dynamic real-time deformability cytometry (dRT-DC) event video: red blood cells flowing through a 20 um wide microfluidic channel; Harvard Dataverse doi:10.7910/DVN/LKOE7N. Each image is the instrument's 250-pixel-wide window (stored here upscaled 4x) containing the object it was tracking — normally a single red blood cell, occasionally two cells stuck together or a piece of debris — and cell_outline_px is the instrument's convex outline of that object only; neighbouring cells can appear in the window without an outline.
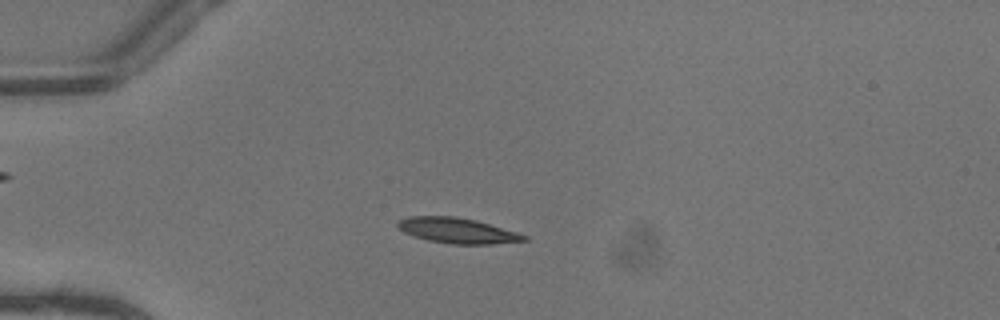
{"species": "common noctule bat (a hibernating species)", "species_latin": "Nyctalus noctula", "temperature_condition": "warm", "stored_images_in_passage": 51, "camera_frame_rate_fps": 3000, "um_per_image_px": 0.085, "animal": {"sex": "female"}, "frame": {"image": 1, "passage_image": 14, "time_ms": 4.333, "image_size_px": [1000, 320], "cell_outline_px": [[528, 240], [492, 244], [452, 244], [428, 240], [404, 232], [396, 224], [400, 220], [408, 216], [456, 216], [476, 220], [516, 232], [528, 236]], "centroid_in_image_um": [38.89, 19.59], "position_along_channel_um": 46.1, "area_um2": 18.5}}
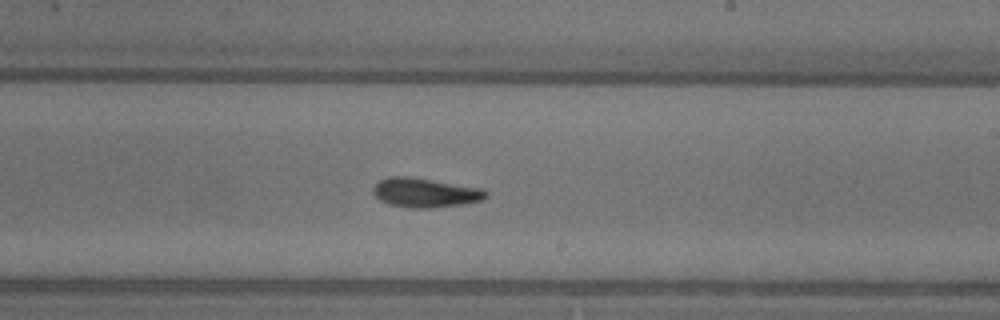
{"frame": {"image": 2, "passage_image": 31, "time_ms": 10.0, "image_size_px": [1000, 320], "cell_outline_px": [[488, 196], [484, 200], [460, 204], [432, 208], [408, 208], [388, 204], [380, 200], [372, 192], [372, 188], [380, 180], [388, 176], [408, 176], [484, 188], [488, 192]], "centroid_in_image_um": [36.15, 16.37], "position_along_channel_um": 252.9, "area_um2": 19.48}}
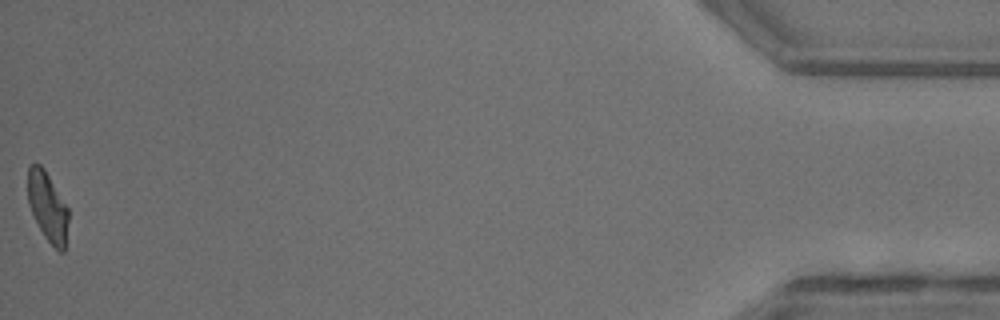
{"frame": {"image": 3, "passage_image": 51, "time_ms": 16.667, "image_size_px": [1000, 320], "cell_outline_px": [[68, 220], [64, 252], [60, 252], [44, 236], [28, 204], [28, 164], [40, 164], [44, 168], [68, 208]], "centroid_in_image_um": [4.04, 17.54], "position_along_channel_um": 431.2, "area_um2": 16.13}, "authors_computed_cell_mechanics": {"area_um2": 17.9758, "velocity_mm_per_s": 4.0985, "shape_relaxation_time_tau1_ms": 8.2735, "shape_relaxation_time_tau2_ms": 3.236, "deformation_change_tau1": 0.2411, "deformation_change_tau2": 0.1061}}